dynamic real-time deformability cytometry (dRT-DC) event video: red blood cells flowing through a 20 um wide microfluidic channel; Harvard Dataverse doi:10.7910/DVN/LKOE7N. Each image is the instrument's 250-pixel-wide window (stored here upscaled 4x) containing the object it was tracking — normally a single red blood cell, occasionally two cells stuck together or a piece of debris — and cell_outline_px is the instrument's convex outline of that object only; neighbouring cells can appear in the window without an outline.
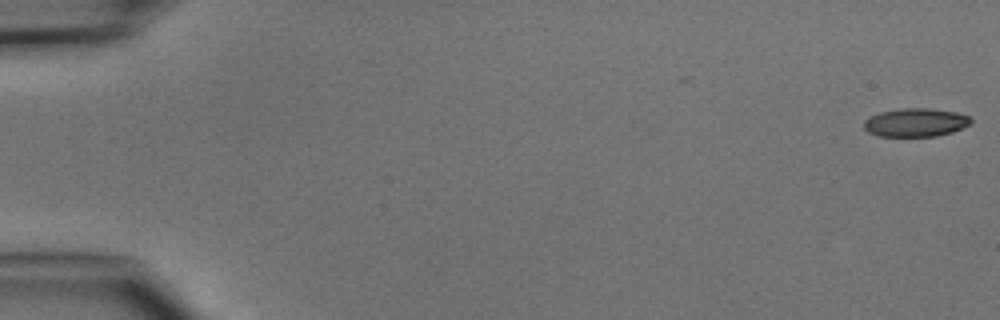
{"species": "common noctule bat (a hibernating species)", "species_latin": "Nyctalus noctula", "temperature_condition": "cold", "stored_images_in_passage": 48, "camera_frame_rate_fps": 3000, "um_per_image_px": 0.085, "animal": {"sex": "male", "body_mass_g": 15.6}, "frame": {"image": 1, "passage_image": 1, "time_ms": 0.0, "image_size_px": [1000, 320], "cell_outline_px": [[972, 124], [952, 132], [936, 136], [876, 136], [868, 132], [864, 128], [864, 120], [880, 112], [900, 108], [928, 108], [956, 112], [968, 116], [972, 120]], "centroid_in_image_um": [77.83, 10.41], "position_along_channel_um": 7.2, "area_um2": 17.74}}
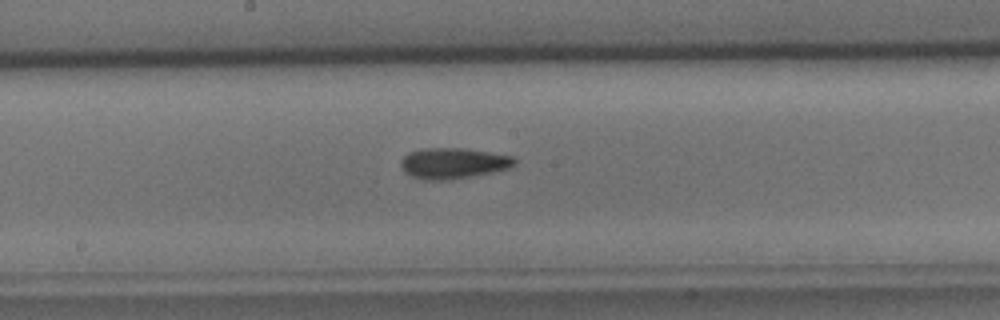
{"frame": {"image": 2, "passage_image": 26, "time_ms": 8.333, "image_size_px": [1000, 320], "cell_outline_px": [[516, 164], [512, 168], [472, 176], [448, 180], [424, 180], [412, 176], [404, 172], [400, 164], [400, 160], [408, 152], [420, 148], [464, 148], [512, 156], [516, 160]], "centroid_in_image_um": [38.51, 13.87], "position_along_channel_um": 209.7, "area_um2": 20.58}}
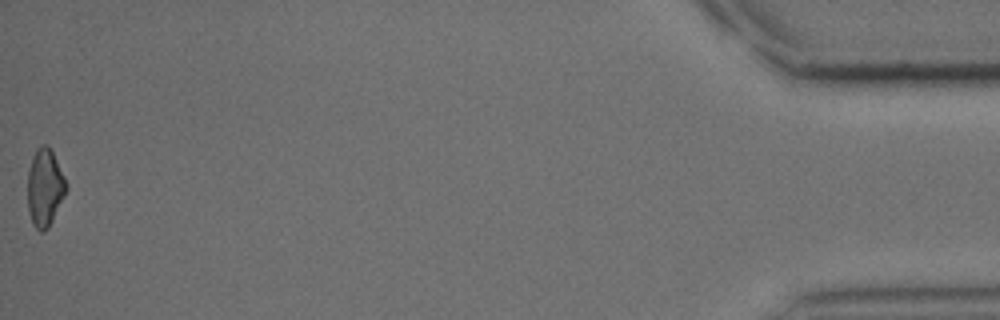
{"frame": {"image": 3, "passage_image": 48, "time_ms": 15.667, "image_size_px": [1000, 320], "cell_outline_px": [[68, 188], [48, 228], [44, 232], [40, 232], [32, 224], [28, 208], [28, 172], [32, 156], [36, 148], [40, 144], [48, 144], [68, 184]], "centroid_in_image_um": [3.8, 15.93], "position_along_channel_um": 431.4, "area_um2": 17.46}}